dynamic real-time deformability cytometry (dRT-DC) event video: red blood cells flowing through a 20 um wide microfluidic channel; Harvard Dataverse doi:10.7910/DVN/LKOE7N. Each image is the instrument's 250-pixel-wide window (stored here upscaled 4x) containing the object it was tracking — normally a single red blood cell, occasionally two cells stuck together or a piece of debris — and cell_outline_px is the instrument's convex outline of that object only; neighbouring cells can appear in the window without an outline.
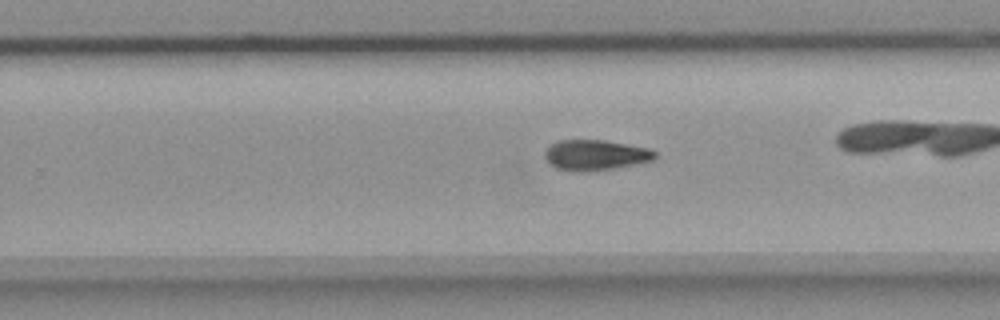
{"species": "common noctule bat (a hibernating species)", "species_latin": "Nyctalus noctula", "temperature_condition": "room temperature", "stored_images_in_passage": 32, "camera_frame_rate_fps": 3000, "um_per_image_px": 0.085, "animal": {"sex": "female", "body_mass_g": 18.4}, "frame": {"image": 1, "passage_image": 23, "time_ms": 7.333, "image_size_px": [1000, 320], "cell_outline_px": [[656, 156], [652, 160], [612, 168], [580, 172], [556, 168], [544, 156], [544, 152], [552, 144], [560, 140], [604, 140], [628, 144], [648, 148], [656, 152]], "centroid_in_image_um": [50.61, 13.16], "position_along_channel_um": 279.2, "area_um2": 19.13}}